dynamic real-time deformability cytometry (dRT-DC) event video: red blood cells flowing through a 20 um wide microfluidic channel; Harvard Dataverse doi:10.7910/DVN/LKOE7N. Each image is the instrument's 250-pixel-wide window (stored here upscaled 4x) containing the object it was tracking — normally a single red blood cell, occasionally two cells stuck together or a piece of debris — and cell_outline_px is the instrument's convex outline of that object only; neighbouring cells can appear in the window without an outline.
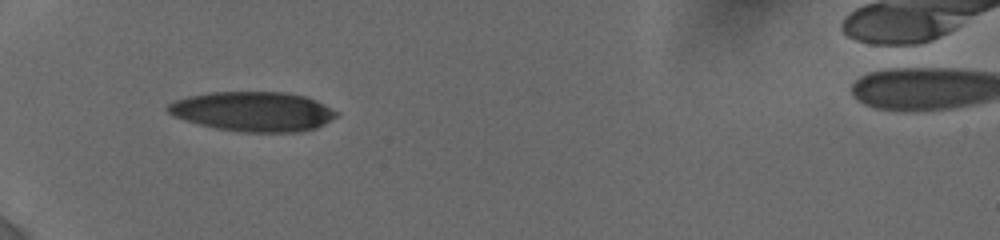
{"species": "human", "species_latin": "Homo sapiens", "temperature_condition": "cold", "stored_images_in_passage": 5, "camera_frame_rate_fps": 3000, "um_per_image_px": 0.085, "donor": {"sex": "female"}, "frame": {"image": 1, "passage_image": 4, "time_ms": 2.0, "image_size_px": [1000, 240], "cell_outline_px": [[340, 112], [336, 116], [324, 124], [316, 128], [296, 132], [244, 132], [216, 128], [200, 124], [172, 116], [164, 108], [168, 104], [176, 100], [188, 96], [208, 92], [284, 92], [304, 96], [316, 100]], "centroid_in_image_um": [21.5, 9.47], "position_along_channel_um": 63.5, "area_um2": 38.96}}